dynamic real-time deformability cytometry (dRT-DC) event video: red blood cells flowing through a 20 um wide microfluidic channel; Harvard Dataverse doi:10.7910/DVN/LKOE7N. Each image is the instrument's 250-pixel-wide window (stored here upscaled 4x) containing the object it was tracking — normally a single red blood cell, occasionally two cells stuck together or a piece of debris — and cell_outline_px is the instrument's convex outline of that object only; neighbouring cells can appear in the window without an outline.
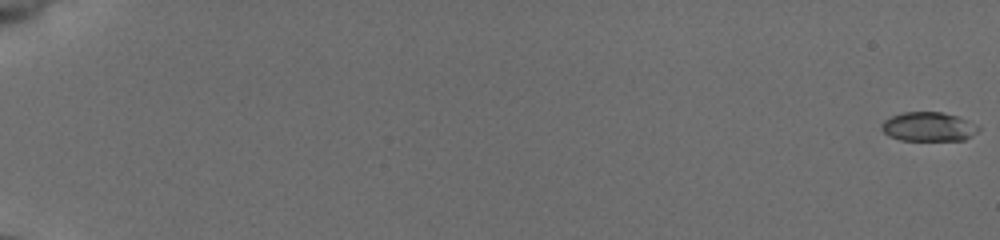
{"species": "common noctule bat (a hibernating species)", "species_latin": "Nyctalus noctula", "temperature_condition": "cold", "stored_images_in_passage": 2, "camera_frame_rate_fps": 3000, "um_per_image_px": 0.085, "animal": {"sex": "female", "body_mass_g": 19.5, "forearm_length_mm": 54.1}, "frame": {"image": 1, "passage_image": 1, "time_ms": 0.0, "image_size_px": [1000, 240], "cell_outline_px": [[980, 128], [972, 136], [964, 140], [900, 140], [888, 136], [880, 128], [880, 124], [884, 120], [892, 116], [904, 112], [940, 112], [956, 116], [968, 120]], "centroid_in_image_um": [78.89, 10.78], "position_along_channel_um": 6.1, "area_um2": 16.42}}